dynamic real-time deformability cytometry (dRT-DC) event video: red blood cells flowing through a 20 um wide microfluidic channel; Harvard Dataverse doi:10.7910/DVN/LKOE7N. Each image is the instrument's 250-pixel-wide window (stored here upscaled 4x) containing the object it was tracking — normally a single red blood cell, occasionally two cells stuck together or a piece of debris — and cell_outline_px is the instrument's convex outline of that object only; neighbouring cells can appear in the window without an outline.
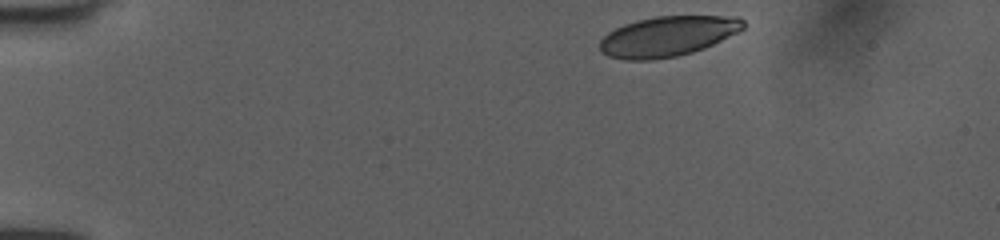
{"species": "human", "species_latin": "Homo sapiens", "temperature_condition": "room temperature", "stored_images_in_passage": 8, "camera_frame_rate_fps": 3000, "um_per_image_px": 0.085, "donor": {"sex": "female"}, "frame": {"image": 1, "passage_image": 1, "time_ms": 0.0, "image_size_px": [1000, 240], "cell_outline_px": [[744, 28], [704, 48], [692, 52], [676, 56], [652, 60], [624, 60], [608, 56], [600, 52], [600, 40], [608, 32], [624, 24], [636, 20], [656, 16], [740, 16], [744, 20]], "centroid_in_image_um": [56.72, 3.08], "position_along_channel_um": 28.3, "area_um2": 33.52}}